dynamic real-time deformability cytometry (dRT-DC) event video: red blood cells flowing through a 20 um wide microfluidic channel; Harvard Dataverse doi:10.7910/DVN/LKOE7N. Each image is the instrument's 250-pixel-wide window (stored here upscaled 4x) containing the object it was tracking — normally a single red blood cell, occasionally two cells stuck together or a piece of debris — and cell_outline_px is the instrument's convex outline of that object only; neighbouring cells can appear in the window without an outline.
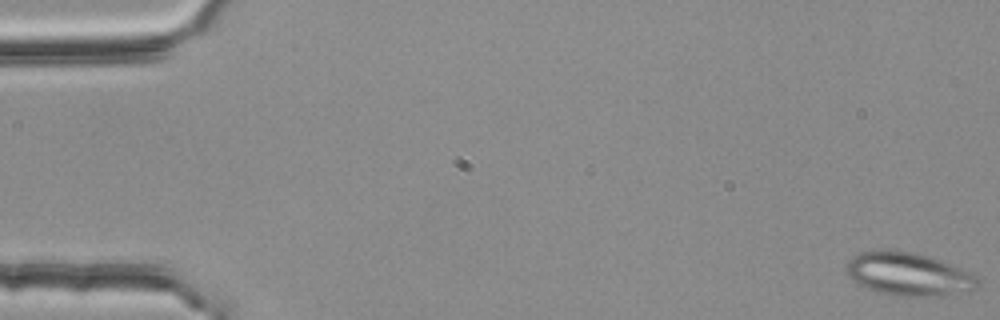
{"species": "common noctule bat (a hibernating species)", "species_latin": "Nyctalus noctula", "temperature_condition": "room temperature", "stored_images_in_passage": 53, "camera_frame_rate_fps": 3000, "um_per_image_px": 0.085, "animal": {"sex": "female", "body_mass_g": 25.1}, "frame": {"image": 1, "passage_image": 1, "time_ms": 0.0, "image_size_px": [1000, 320], "cell_outline_px": [[980, 284], [972, 292], [928, 296], [896, 296], [880, 292], [868, 288], [852, 280], [848, 276], [844, 268], [848, 260], [852, 256], [860, 252], [872, 248], [884, 248], [916, 252], [940, 260], [972, 272], [976, 276]], "centroid_in_image_um": [77.21, 23.27], "position_along_channel_um": 7.8, "area_um2": 33.76}}
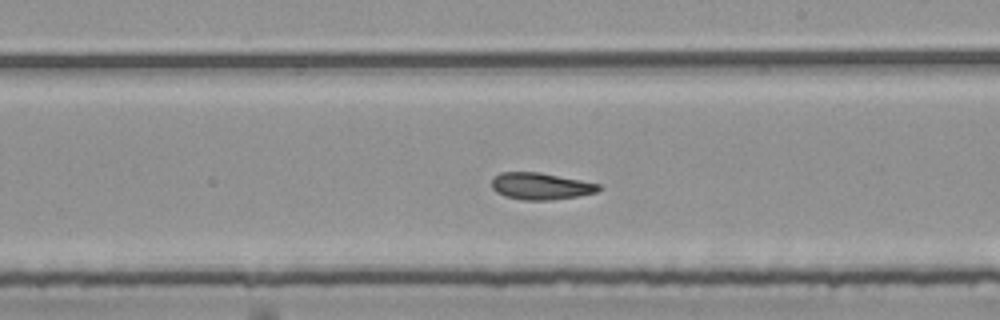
{"frame": {"image": 2, "passage_image": 32, "time_ms": 10.333, "image_size_px": [1000, 320], "cell_outline_px": [[600, 188], [596, 192], [580, 196], [548, 200], [520, 200], [504, 196], [496, 192], [492, 188], [492, 176], [500, 172], [540, 172], [600, 184]], "centroid_in_image_um": [45.91, 15.82], "position_along_channel_um": 243.1, "area_um2": 16.82}}
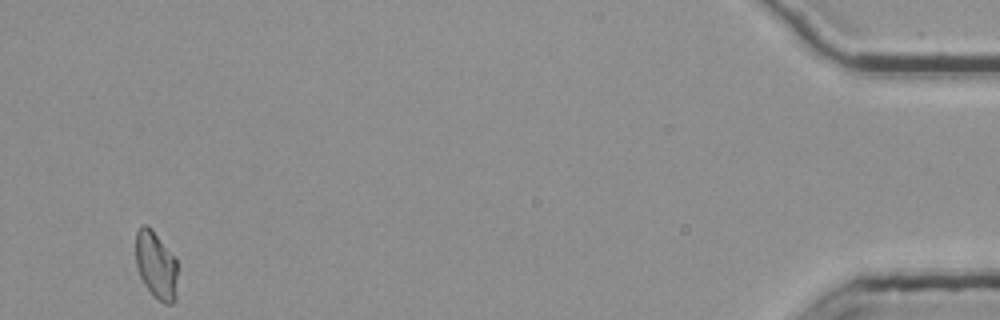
{"frame": {"image": 3, "passage_image": 53, "time_ms": 17.333, "image_size_px": [1000, 320], "cell_outline_px": [[176, 300], [172, 304], [164, 304], [152, 296], [144, 284], [136, 268], [136, 232], [144, 224], [156, 236], [176, 260]], "centroid_in_image_um": [13.25, 22.64], "position_along_channel_um": 422.0, "area_um2": 16.07}, "authors_computed_cell_mechanics": {"area_um2": 17.7446, "velocity_mm_per_s": 3.7592, "shape_relaxation_time_tau1_ms": null, "shape_relaxation_time_tau2_ms": 4.2854, "deformation_change_tau1": null, "deformation_change_tau2": 0.1224}}